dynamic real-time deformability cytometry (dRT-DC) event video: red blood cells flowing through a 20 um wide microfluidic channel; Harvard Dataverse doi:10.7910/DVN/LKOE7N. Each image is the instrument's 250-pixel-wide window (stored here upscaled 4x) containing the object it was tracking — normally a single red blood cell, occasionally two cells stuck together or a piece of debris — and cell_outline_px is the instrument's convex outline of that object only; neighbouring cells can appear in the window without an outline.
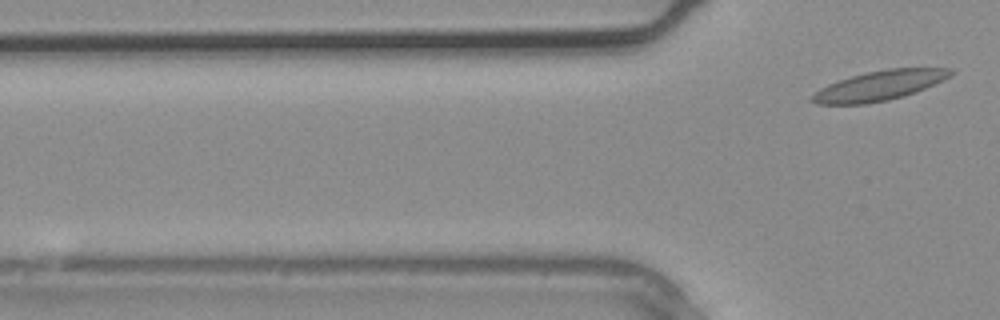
{"species": "common noctule bat (a hibernating species)", "species_latin": "Nyctalus noctula", "temperature_condition": "warm", "stored_images_in_passage": 5, "segment_of_instrument_passage": [2, 2], "camera_frame_rate_fps": 3000, "um_per_image_px": 0.085, "animal": {"sex": "male", "body_mass_g": 20.4}, "frame": {"image": 1, "passage_image": 5, "time_ms": 1.333, "image_size_px": [1000, 320], "cell_outline_px": [[956, 72], [944, 80], [924, 88], [888, 100], [868, 104], [816, 104], [808, 100], [808, 96], [820, 88], [828, 84], [852, 76], [868, 72], [888, 68], [956, 68]], "centroid_in_image_um": [74.72, 7.27], "position_along_channel_um": 51.1, "area_um2": 23.99}}